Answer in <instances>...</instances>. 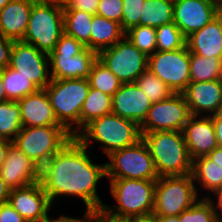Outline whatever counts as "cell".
Segmentation results:
<instances>
[{"mask_svg": "<svg viewBox=\"0 0 222 222\" xmlns=\"http://www.w3.org/2000/svg\"><path fill=\"white\" fill-rule=\"evenodd\" d=\"M91 151L73 136L41 167L40 183L55 211L59 200L66 203L69 198L84 209L104 206L98 188L106 182V161L96 163Z\"/></svg>", "mask_w": 222, "mask_h": 222, "instance_id": "6da1fadb", "label": "cell"}, {"mask_svg": "<svg viewBox=\"0 0 222 222\" xmlns=\"http://www.w3.org/2000/svg\"><path fill=\"white\" fill-rule=\"evenodd\" d=\"M75 137L90 150L92 145H98V152L101 149L106 157L142 139L136 122L113 113L92 120Z\"/></svg>", "mask_w": 222, "mask_h": 222, "instance_id": "7a4b0ae2", "label": "cell"}, {"mask_svg": "<svg viewBox=\"0 0 222 222\" xmlns=\"http://www.w3.org/2000/svg\"><path fill=\"white\" fill-rule=\"evenodd\" d=\"M141 135L149 148L158 177L191 174L192 160L183 131H155Z\"/></svg>", "mask_w": 222, "mask_h": 222, "instance_id": "3957f363", "label": "cell"}, {"mask_svg": "<svg viewBox=\"0 0 222 222\" xmlns=\"http://www.w3.org/2000/svg\"><path fill=\"white\" fill-rule=\"evenodd\" d=\"M44 90L57 121L76 136L81 131V108L90 90L88 79H51Z\"/></svg>", "mask_w": 222, "mask_h": 222, "instance_id": "277c9868", "label": "cell"}, {"mask_svg": "<svg viewBox=\"0 0 222 222\" xmlns=\"http://www.w3.org/2000/svg\"><path fill=\"white\" fill-rule=\"evenodd\" d=\"M110 198L104 204L110 213L128 218L153 213L156 180L106 179Z\"/></svg>", "mask_w": 222, "mask_h": 222, "instance_id": "5b68a950", "label": "cell"}, {"mask_svg": "<svg viewBox=\"0 0 222 222\" xmlns=\"http://www.w3.org/2000/svg\"><path fill=\"white\" fill-rule=\"evenodd\" d=\"M63 33V7L54 0H36L22 41L49 55Z\"/></svg>", "mask_w": 222, "mask_h": 222, "instance_id": "8992f818", "label": "cell"}, {"mask_svg": "<svg viewBox=\"0 0 222 222\" xmlns=\"http://www.w3.org/2000/svg\"><path fill=\"white\" fill-rule=\"evenodd\" d=\"M96 60L97 52L64 32L49 54L51 79H87Z\"/></svg>", "mask_w": 222, "mask_h": 222, "instance_id": "52a82bcc", "label": "cell"}, {"mask_svg": "<svg viewBox=\"0 0 222 222\" xmlns=\"http://www.w3.org/2000/svg\"><path fill=\"white\" fill-rule=\"evenodd\" d=\"M200 198L191 174L164 176L156 180L153 213L179 216Z\"/></svg>", "mask_w": 222, "mask_h": 222, "instance_id": "ba28073f", "label": "cell"}, {"mask_svg": "<svg viewBox=\"0 0 222 222\" xmlns=\"http://www.w3.org/2000/svg\"><path fill=\"white\" fill-rule=\"evenodd\" d=\"M72 137L62 125L22 127L13 144L41 168Z\"/></svg>", "mask_w": 222, "mask_h": 222, "instance_id": "9c48e42d", "label": "cell"}, {"mask_svg": "<svg viewBox=\"0 0 222 222\" xmlns=\"http://www.w3.org/2000/svg\"><path fill=\"white\" fill-rule=\"evenodd\" d=\"M158 178L153 158L143 139L133 146L112 152L106 158V179L157 180Z\"/></svg>", "mask_w": 222, "mask_h": 222, "instance_id": "30bf717a", "label": "cell"}, {"mask_svg": "<svg viewBox=\"0 0 222 222\" xmlns=\"http://www.w3.org/2000/svg\"><path fill=\"white\" fill-rule=\"evenodd\" d=\"M97 59L105 65L121 83H135L147 69L148 57L126 37L115 45L102 49Z\"/></svg>", "mask_w": 222, "mask_h": 222, "instance_id": "8fae6325", "label": "cell"}, {"mask_svg": "<svg viewBox=\"0 0 222 222\" xmlns=\"http://www.w3.org/2000/svg\"><path fill=\"white\" fill-rule=\"evenodd\" d=\"M147 69L174 93H182L190 83V52L187 46L173 51H156L148 57Z\"/></svg>", "mask_w": 222, "mask_h": 222, "instance_id": "7c38bea8", "label": "cell"}, {"mask_svg": "<svg viewBox=\"0 0 222 222\" xmlns=\"http://www.w3.org/2000/svg\"><path fill=\"white\" fill-rule=\"evenodd\" d=\"M190 116L183 94L174 93L166 100L152 103L146 119L140 125V132L183 131Z\"/></svg>", "mask_w": 222, "mask_h": 222, "instance_id": "4fadbf2b", "label": "cell"}, {"mask_svg": "<svg viewBox=\"0 0 222 222\" xmlns=\"http://www.w3.org/2000/svg\"><path fill=\"white\" fill-rule=\"evenodd\" d=\"M9 67L19 71L39 89L50 83L49 55L22 40L13 41Z\"/></svg>", "mask_w": 222, "mask_h": 222, "instance_id": "5bb4252c", "label": "cell"}, {"mask_svg": "<svg viewBox=\"0 0 222 222\" xmlns=\"http://www.w3.org/2000/svg\"><path fill=\"white\" fill-rule=\"evenodd\" d=\"M221 10L213 0H174L173 22L188 37L214 20Z\"/></svg>", "mask_w": 222, "mask_h": 222, "instance_id": "9a60e30c", "label": "cell"}, {"mask_svg": "<svg viewBox=\"0 0 222 222\" xmlns=\"http://www.w3.org/2000/svg\"><path fill=\"white\" fill-rule=\"evenodd\" d=\"M8 202L27 222H40L50 213L54 214V207L40 182L11 189Z\"/></svg>", "mask_w": 222, "mask_h": 222, "instance_id": "2e32d148", "label": "cell"}, {"mask_svg": "<svg viewBox=\"0 0 222 222\" xmlns=\"http://www.w3.org/2000/svg\"><path fill=\"white\" fill-rule=\"evenodd\" d=\"M40 167L28 158L15 144H11L0 169V176L10 189L40 182Z\"/></svg>", "mask_w": 222, "mask_h": 222, "instance_id": "e0dca14e", "label": "cell"}, {"mask_svg": "<svg viewBox=\"0 0 222 222\" xmlns=\"http://www.w3.org/2000/svg\"><path fill=\"white\" fill-rule=\"evenodd\" d=\"M182 94L191 115L211 116L222 110V86L219 80L190 82Z\"/></svg>", "mask_w": 222, "mask_h": 222, "instance_id": "ac0fdd59", "label": "cell"}, {"mask_svg": "<svg viewBox=\"0 0 222 222\" xmlns=\"http://www.w3.org/2000/svg\"><path fill=\"white\" fill-rule=\"evenodd\" d=\"M152 106L150 99L136 83H122L112 96V113L136 122L139 126Z\"/></svg>", "mask_w": 222, "mask_h": 222, "instance_id": "d6986e66", "label": "cell"}, {"mask_svg": "<svg viewBox=\"0 0 222 222\" xmlns=\"http://www.w3.org/2000/svg\"><path fill=\"white\" fill-rule=\"evenodd\" d=\"M183 134L192 161L207 156L218 147L211 116L191 115L184 126Z\"/></svg>", "mask_w": 222, "mask_h": 222, "instance_id": "ffe728a7", "label": "cell"}, {"mask_svg": "<svg viewBox=\"0 0 222 222\" xmlns=\"http://www.w3.org/2000/svg\"><path fill=\"white\" fill-rule=\"evenodd\" d=\"M23 127L61 125L54 114L48 95L44 89L25 96L18 101Z\"/></svg>", "mask_w": 222, "mask_h": 222, "instance_id": "44dd1931", "label": "cell"}, {"mask_svg": "<svg viewBox=\"0 0 222 222\" xmlns=\"http://www.w3.org/2000/svg\"><path fill=\"white\" fill-rule=\"evenodd\" d=\"M186 46L189 52L196 55L222 59V10L202 29L186 37Z\"/></svg>", "mask_w": 222, "mask_h": 222, "instance_id": "7402d4cb", "label": "cell"}, {"mask_svg": "<svg viewBox=\"0 0 222 222\" xmlns=\"http://www.w3.org/2000/svg\"><path fill=\"white\" fill-rule=\"evenodd\" d=\"M36 0H11L0 10V34L13 41L23 40L30 12Z\"/></svg>", "mask_w": 222, "mask_h": 222, "instance_id": "603a6c76", "label": "cell"}, {"mask_svg": "<svg viewBox=\"0 0 222 222\" xmlns=\"http://www.w3.org/2000/svg\"><path fill=\"white\" fill-rule=\"evenodd\" d=\"M191 175L200 198H207L222 186V168L208 156H202L192 161Z\"/></svg>", "mask_w": 222, "mask_h": 222, "instance_id": "cb8c5ba5", "label": "cell"}, {"mask_svg": "<svg viewBox=\"0 0 222 222\" xmlns=\"http://www.w3.org/2000/svg\"><path fill=\"white\" fill-rule=\"evenodd\" d=\"M125 37L121 24L106 19L98 14L93 15L90 35V49L99 52L111 47Z\"/></svg>", "mask_w": 222, "mask_h": 222, "instance_id": "d4e9b609", "label": "cell"}, {"mask_svg": "<svg viewBox=\"0 0 222 222\" xmlns=\"http://www.w3.org/2000/svg\"><path fill=\"white\" fill-rule=\"evenodd\" d=\"M64 32L90 49L93 14L76 9H63Z\"/></svg>", "mask_w": 222, "mask_h": 222, "instance_id": "484cf974", "label": "cell"}, {"mask_svg": "<svg viewBox=\"0 0 222 222\" xmlns=\"http://www.w3.org/2000/svg\"><path fill=\"white\" fill-rule=\"evenodd\" d=\"M174 0H145L140 25L160 27L173 22Z\"/></svg>", "mask_w": 222, "mask_h": 222, "instance_id": "4316f807", "label": "cell"}, {"mask_svg": "<svg viewBox=\"0 0 222 222\" xmlns=\"http://www.w3.org/2000/svg\"><path fill=\"white\" fill-rule=\"evenodd\" d=\"M112 113V96L91 88L81 108V130L92 120Z\"/></svg>", "mask_w": 222, "mask_h": 222, "instance_id": "83f0119b", "label": "cell"}, {"mask_svg": "<svg viewBox=\"0 0 222 222\" xmlns=\"http://www.w3.org/2000/svg\"><path fill=\"white\" fill-rule=\"evenodd\" d=\"M0 71L7 100L18 101L39 90L36 85L20 74L19 71L9 66L2 68Z\"/></svg>", "mask_w": 222, "mask_h": 222, "instance_id": "f1b7e54d", "label": "cell"}, {"mask_svg": "<svg viewBox=\"0 0 222 222\" xmlns=\"http://www.w3.org/2000/svg\"><path fill=\"white\" fill-rule=\"evenodd\" d=\"M22 127L18 102L7 100L0 103V138L13 142Z\"/></svg>", "mask_w": 222, "mask_h": 222, "instance_id": "f546056e", "label": "cell"}, {"mask_svg": "<svg viewBox=\"0 0 222 222\" xmlns=\"http://www.w3.org/2000/svg\"><path fill=\"white\" fill-rule=\"evenodd\" d=\"M221 58L202 57L190 52V82L219 80Z\"/></svg>", "mask_w": 222, "mask_h": 222, "instance_id": "4dcf8cb0", "label": "cell"}, {"mask_svg": "<svg viewBox=\"0 0 222 222\" xmlns=\"http://www.w3.org/2000/svg\"><path fill=\"white\" fill-rule=\"evenodd\" d=\"M87 79L91 88L110 96H113L122 85L120 80L98 59L93 63Z\"/></svg>", "mask_w": 222, "mask_h": 222, "instance_id": "1f68e13d", "label": "cell"}, {"mask_svg": "<svg viewBox=\"0 0 222 222\" xmlns=\"http://www.w3.org/2000/svg\"><path fill=\"white\" fill-rule=\"evenodd\" d=\"M135 83L152 103L166 100L174 94L168 85L148 69L136 79Z\"/></svg>", "mask_w": 222, "mask_h": 222, "instance_id": "d6a6232c", "label": "cell"}, {"mask_svg": "<svg viewBox=\"0 0 222 222\" xmlns=\"http://www.w3.org/2000/svg\"><path fill=\"white\" fill-rule=\"evenodd\" d=\"M157 51H173L186 46V37L174 22L156 28Z\"/></svg>", "mask_w": 222, "mask_h": 222, "instance_id": "836d02e7", "label": "cell"}, {"mask_svg": "<svg viewBox=\"0 0 222 222\" xmlns=\"http://www.w3.org/2000/svg\"><path fill=\"white\" fill-rule=\"evenodd\" d=\"M125 37L147 57L157 51L156 28L138 25L125 33Z\"/></svg>", "mask_w": 222, "mask_h": 222, "instance_id": "e575fe53", "label": "cell"}, {"mask_svg": "<svg viewBox=\"0 0 222 222\" xmlns=\"http://www.w3.org/2000/svg\"><path fill=\"white\" fill-rule=\"evenodd\" d=\"M179 222H220L211 202L207 198H199L189 209L179 216Z\"/></svg>", "mask_w": 222, "mask_h": 222, "instance_id": "d590c367", "label": "cell"}, {"mask_svg": "<svg viewBox=\"0 0 222 222\" xmlns=\"http://www.w3.org/2000/svg\"><path fill=\"white\" fill-rule=\"evenodd\" d=\"M145 0H123L122 29L126 33L140 25V17Z\"/></svg>", "mask_w": 222, "mask_h": 222, "instance_id": "8d00e7d4", "label": "cell"}, {"mask_svg": "<svg viewBox=\"0 0 222 222\" xmlns=\"http://www.w3.org/2000/svg\"><path fill=\"white\" fill-rule=\"evenodd\" d=\"M123 5V0H100L96 14L116 21L122 27Z\"/></svg>", "mask_w": 222, "mask_h": 222, "instance_id": "74e56055", "label": "cell"}, {"mask_svg": "<svg viewBox=\"0 0 222 222\" xmlns=\"http://www.w3.org/2000/svg\"><path fill=\"white\" fill-rule=\"evenodd\" d=\"M94 222H132V218L117 216L104 207L93 210Z\"/></svg>", "mask_w": 222, "mask_h": 222, "instance_id": "f35d334b", "label": "cell"}, {"mask_svg": "<svg viewBox=\"0 0 222 222\" xmlns=\"http://www.w3.org/2000/svg\"><path fill=\"white\" fill-rule=\"evenodd\" d=\"M0 222H27L9 202L0 204Z\"/></svg>", "mask_w": 222, "mask_h": 222, "instance_id": "ab89813d", "label": "cell"}, {"mask_svg": "<svg viewBox=\"0 0 222 222\" xmlns=\"http://www.w3.org/2000/svg\"><path fill=\"white\" fill-rule=\"evenodd\" d=\"M99 2L100 0H75L63 9H76L94 15L97 13Z\"/></svg>", "mask_w": 222, "mask_h": 222, "instance_id": "60d3db41", "label": "cell"}, {"mask_svg": "<svg viewBox=\"0 0 222 222\" xmlns=\"http://www.w3.org/2000/svg\"><path fill=\"white\" fill-rule=\"evenodd\" d=\"M12 45L13 40L0 34V70L9 66Z\"/></svg>", "mask_w": 222, "mask_h": 222, "instance_id": "b9f144b4", "label": "cell"}, {"mask_svg": "<svg viewBox=\"0 0 222 222\" xmlns=\"http://www.w3.org/2000/svg\"><path fill=\"white\" fill-rule=\"evenodd\" d=\"M207 199L211 202L218 220L222 222V186L211 193Z\"/></svg>", "mask_w": 222, "mask_h": 222, "instance_id": "7bdbcfd3", "label": "cell"}, {"mask_svg": "<svg viewBox=\"0 0 222 222\" xmlns=\"http://www.w3.org/2000/svg\"><path fill=\"white\" fill-rule=\"evenodd\" d=\"M82 217H74L69 214L63 213L60 214V222H94L93 210L83 209Z\"/></svg>", "mask_w": 222, "mask_h": 222, "instance_id": "ee69618b", "label": "cell"}, {"mask_svg": "<svg viewBox=\"0 0 222 222\" xmlns=\"http://www.w3.org/2000/svg\"><path fill=\"white\" fill-rule=\"evenodd\" d=\"M211 118L214 124V131L218 147L222 148V110L217 114L211 115Z\"/></svg>", "mask_w": 222, "mask_h": 222, "instance_id": "f6af8a7d", "label": "cell"}, {"mask_svg": "<svg viewBox=\"0 0 222 222\" xmlns=\"http://www.w3.org/2000/svg\"><path fill=\"white\" fill-rule=\"evenodd\" d=\"M11 189L0 176V204L8 202Z\"/></svg>", "mask_w": 222, "mask_h": 222, "instance_id": "bcb514c9", "label": "cell"}, {"mask_svg": "<svg viewBox=\"0 0 222 222\" xmlns=\"http://www.w3.org/2000/svg\"><path fill=\"white\" fill-rule=\"evenodd\" d=\"M12 143H13L12 141L0 138V169L1 166L4 164V161L6 159V153L8 151L9 146Z\"/></svg>", "mask_w": 222, "mask_h": 222, "instance_id": "7dc6e473", "label": "cell"}, {"mask_svg": "<svg viewBox=\"0 0 222 222\" xmlns=\"http://www.w3.org/2000/svg\"><path fill=\"white\" fill-rule=\"evenodd\" d=\"M212 161L216 163L220 168H222V148L216 147L214 148L208 155Z\"/></svg>", "mask_w": 222, "mask_h": 222, "instance_id": "c3c4849f", "label": "cell"}, {"mask_svg": "<svg viewBox=\"0 0 222 222\" xmlns=\"http://www.w3.org/2000/svg\"><path fill=\"white\" fill-rule=\"evenodd\" d=\"M132 222H158V216L154 213L133 217Z\"/></svg>", "mask_w": 222, "mask_h": 222, "instance_id": "681fc988", "label": "cell"}, {"mask_svg": "<svg viewBox=\"0 0 222 222\" xmlns=\"http://www.w3.org/2000/svg\"><path fill=\"white\" fill-rule=\"evenodd\" d=\"M5 101H7V97L5 94V89H4L3 81L1 78V71H0V103H3Z\"/></svg>", "mask_w": 222, "mask_h": 222, "instance_id": "f907efd6", "label": "cell"}, {"mask_svg": "<svg viewBox=\"0 0 222 222\" xmlns=\"http://www.w3.org/2000/svg\"><path fill=\"white\" fill-rule=\"evenodd\" d=\"M158 222H179L178 216L158 217Z\"/></svg>", "mask_w": 222, "mask_h": 222, "instance_id": "816d5d0a", "label": "cell"}, {"mask_svg": "<svg viewBox=\"0 0 222 222\" xmlns=\"http://www.w3.org/2000/svg\"><path fill=\"white\" fill-rule=\"evenodd\" d=\"M58 5L65 8L68 7L75 0H54Z\"/></svg>", "mask_w": 222, "mask_h": 222, "instance_id": "f5cc1de1", "label": "cell"}, {"mask_svg": "<svg viewBox=\"0 0 222 222\" xmlns=\"http://www.w3.org/2000/svg\"><path fill=\"white\" fill-rule=\"evenodd\" d=\"M40 222H60V215L58 214V215H55L54 217V215L51 214L47 219L42 220Z\"/></svg>", "mask_w": 222, "mask_h": 222, "instance_id": "db71d44e", "label": "cell"}, {"mask_svg": "<svg viewBox=\"0 0 222 222\" xmlns=\"http://www.w3.org/2000/svg\"><path fill=\"white\" fill-rule=\"evenodd\" d=\"M11 0H0V10L4 8Z\"/></svg>", "mask_w": 222, "mask_h": 222, "instance_id": "11a10c76", "label": "cell"}, {"mask_svg": "<svg viewBox=\"0 0 222 222\" xmlns=\"http://www.w3.org/2000/svg\"><path fill=\"white\" fill-rule=\"evenodd\" d=\"M219 82L221 83V86H222V60H221V69H220Z\"/></svg>", "mask_w": 222, "mask_h": 222, "instance_id": "9f6ffc18", "label": "cell"}, {"mask_svg": "<svg viewBox=\"0 0 222 222\" xmlns=\"http://www.w3.org/2000/svg\"><path fill=\"white\" fill-rule=\"evenodd\" d=\"M213 1L217 2L222 7V0H213Z\"/></svg>", "mask_w": 222, "mask_h": 222, "instance_id": "6f0895ef", "label": "cell"}]
</instances>
